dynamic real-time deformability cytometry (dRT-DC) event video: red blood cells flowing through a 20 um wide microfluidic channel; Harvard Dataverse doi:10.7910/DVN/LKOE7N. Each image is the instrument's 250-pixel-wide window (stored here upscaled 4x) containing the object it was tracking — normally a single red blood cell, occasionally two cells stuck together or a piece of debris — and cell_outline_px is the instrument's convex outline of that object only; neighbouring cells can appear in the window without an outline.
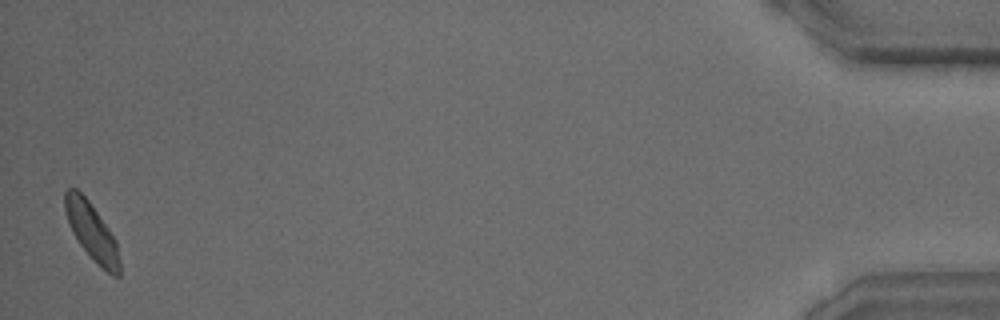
{"species": "common noctule bat (a hibernating species)", "species_latin": "Nyctalus noctula", "temperature_condition": "warm", "stored_images_in_passage": 39, "camera_frame_rate_fps": 3000, "um_per_image_px": 0.085, "animal": {"sex": "male", "body_mass_g": 15.6}, "frame": {"image": 1, "passage_image": 39, "time_ms": 12.667, "image_size_px": [1000, 320], "cell_outline_px": [[120, 276], [112, 276], [96, 264], [80, 244], [72, 232], [64, 208], [64, 192], [68, 188], [76, 188], [88, 200], [108, 228], [116, 240], [120, 260]], "centroid_in_image_um": [7.81, 19.71], "position_along_channel_um": 427.4, "area_um2": 18.15}}